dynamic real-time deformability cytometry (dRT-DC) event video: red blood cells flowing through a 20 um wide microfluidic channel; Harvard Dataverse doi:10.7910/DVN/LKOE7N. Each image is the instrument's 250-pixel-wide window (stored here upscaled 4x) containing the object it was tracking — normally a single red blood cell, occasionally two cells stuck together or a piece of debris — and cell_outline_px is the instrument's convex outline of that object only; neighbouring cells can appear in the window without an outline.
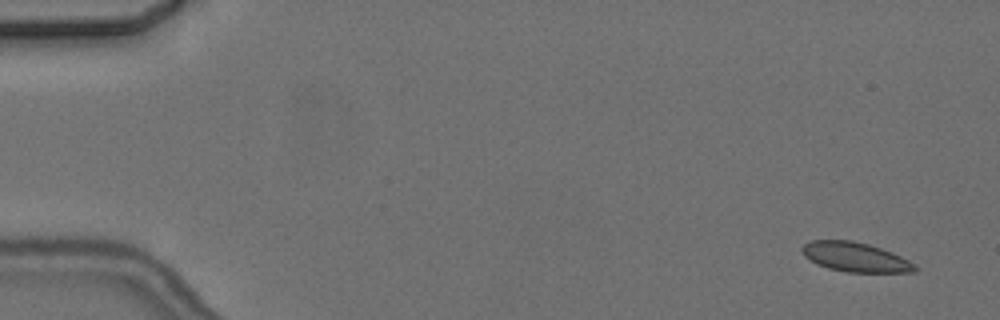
{"species": "common noctule bat (a hibernating species)", "species_latin": "Nyctalus noctula", "temperature_condition": "cold", "stored_images_in_passage": 5, "camera_frame_rate_fps": 3000, "um_per_image_px": 0.085, "animal": {"sex": "female", "body_mass_g": 24.6, "forearm_length_mm": 56.2}, "frame": {"image": 1, "passage_image": 1, "time_ms": 0.0, "image_size_px": [1000, 320], "cell_outline_px": [[916, 272], [848, 272], [828, 268], [816, 264], [804, 256], [800, 248], [804, 244], [812, 240], [852, 240], [868, 244], [892, 252], [916, 264]], "centroid_in_image_um": [72.68, 21.85], "position_along_channel_um": 12.3, "area_um2": 19.36}}
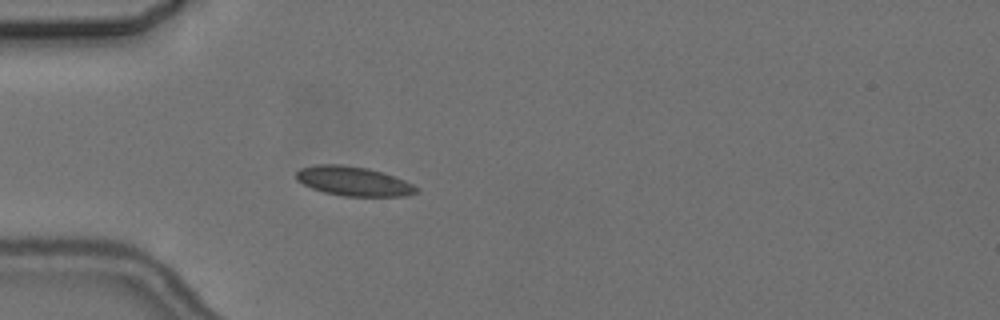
{"frame": {"image": 2, "passage_image": 5, "time_ms": 4.667, "image_size_px": [1000, 320], "cell_outline_px": [[420, 192], [408, 196], [344, 196], [324, 192], [312, 188], [296, 180], [296, 172], [300, 168], [316, 164], [340, 164], [368, 168], [384, 172], [404, 180], [420, 188]], "centroid_in_image_um": [30.08, 15.4], "position_along_channel_um": 54.9, "area_um2": 20.75}}